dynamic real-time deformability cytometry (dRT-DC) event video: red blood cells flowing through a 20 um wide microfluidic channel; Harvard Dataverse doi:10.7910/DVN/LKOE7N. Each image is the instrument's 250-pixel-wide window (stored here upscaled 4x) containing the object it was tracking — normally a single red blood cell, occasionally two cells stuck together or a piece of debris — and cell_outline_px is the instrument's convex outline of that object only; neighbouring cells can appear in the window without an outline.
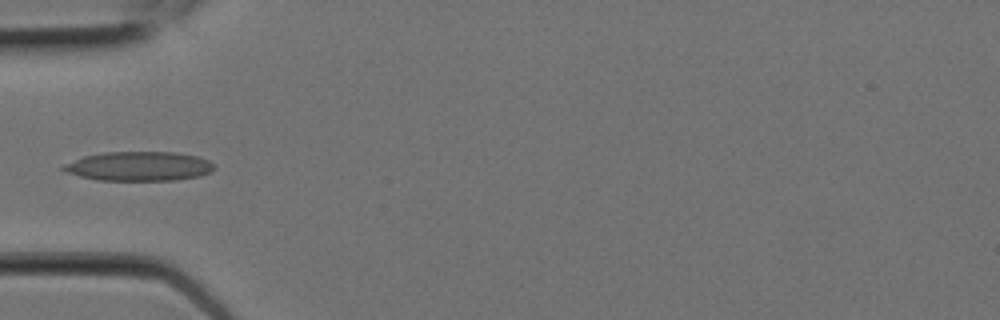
{"species": "Egyptian fruit bat (a non-hibernating species)", "species_latin": "Rousettus aegyptiacus", "temperature_condition": "room temperature", "stored_images_in_passage": 7, "camera_frame_rate_fps": 3000, "um_per_image_px": 0.085, "animal": {"sex": "female"}, "frame": {"image": 1, "passage_image": 3, "time_ms": 0.667, "image_size_px": [1000, 320], "cell_outline_px": [[216, 168], [212, 172], [200, 176], [176, 180], [96, 180], [64, 172], [60, 168], [84, 156], [104, 152], [176, 152], [196, 156], [208, 160], [216, 164]], "centroid_in_image_um": [11.88, 14.13], "position_along_channel_um": 73.1, "area_um2": 25.78}}
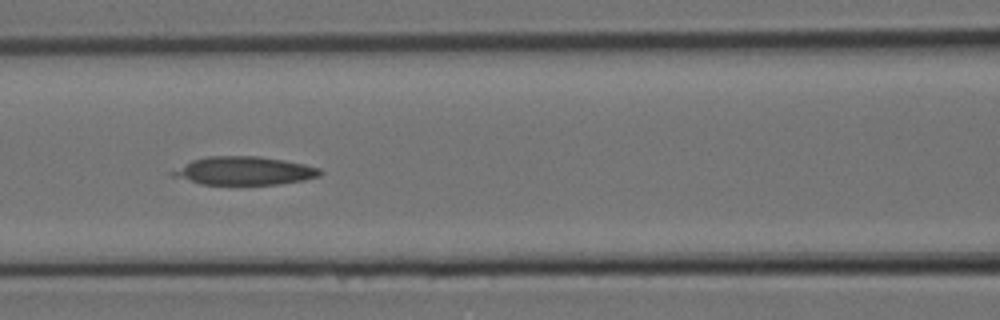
{"frame": {"image": 2, "passage_image": 5, "time_ms": 1.333, "image_size_px": [1000, 320], "cell_outline_px": [[324, 172], [320, 176], [304, 180], [280, 184], [200, 184], [172, 176], [168, 172], [192, 160], [204, 156], [260, 156], [284, 160], [304, 164], [320, 168]], "centroid_in_image_um": [20.75, 14.51], "position_along_channel_um": 145.8, "area_um2": 24.45}}
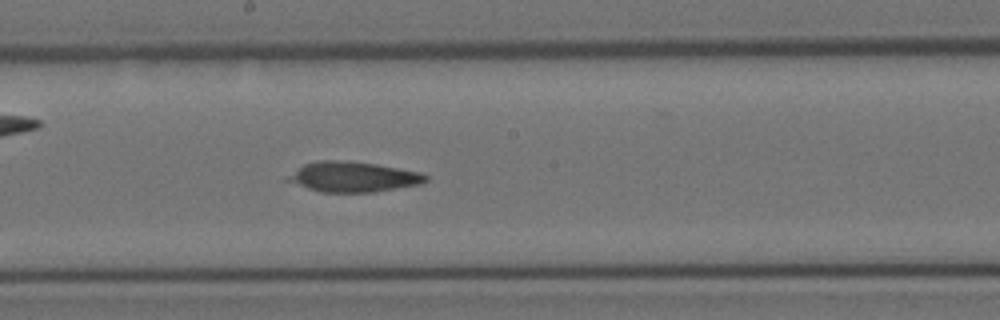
{"frame": {"image": 3, "passage_image": 7, "time_ms": 2.0, "image_size_px": [1000, 320], "cell_outline_px": [[428, 180], [420, 184], [372, 192], [320, 192], [284, 180], [288, 176], [304, 164], [320, 160], [344, 160], [376, 164], [420, 172], [428, 176]], "centroid_in_image_um": [30.01, 15.03], "position_along_channel_um": 218.2, "area_um2": 24.04}}